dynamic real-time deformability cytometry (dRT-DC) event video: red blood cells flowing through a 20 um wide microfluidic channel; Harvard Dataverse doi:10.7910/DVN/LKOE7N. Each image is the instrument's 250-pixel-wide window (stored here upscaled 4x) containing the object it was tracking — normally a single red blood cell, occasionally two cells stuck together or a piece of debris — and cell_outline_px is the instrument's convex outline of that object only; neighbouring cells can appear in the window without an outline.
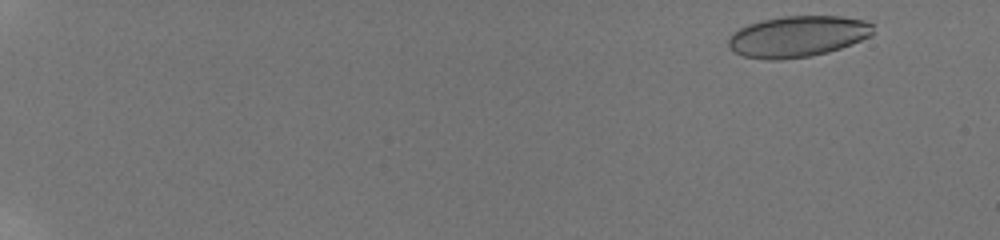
{"species": "human", "species_latin": "Homo sapiens", "temperature_condition": "room temperature", "stored_images_in_passage": 25, "camera_frame_rate_fps": 3000, "um_per_image_px": 0.085, "donor": {"sex": "male"}, "frame": {"image": 1, "passage_image": 3, "time_ms": 1.0, "image_size_px": [1000, 240], "cell_outline_px": [[872, 36], [852, 44], [828, 52], [812, 56], [780, 60], [768, 60], [744, 56], [732, 52], [728, 48], [728, 36], [732, 32], [748, 24], [760, 20], [784, 16], [840, 16], [864, 20], [872, 24]], "centroid_in_image_um": [67.76, 3.1], "position_along_channel_um": 17.2, "area_um2": 35.03}}
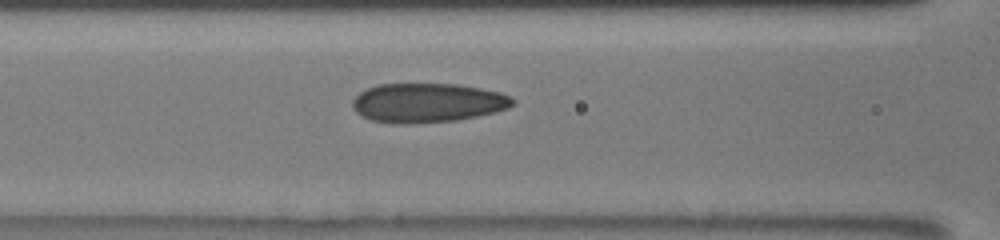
{"frame": {"image": 2, "passage_image": 17, "time_ms": 9.0, "image_size_px": [1000, 240], "cell_outline_px": [[516, 100], [508, 108], [496, 112], [456, 120], [408, 124], [392, 124], [372, 120], [356, 112], [352, 108], [352, 100], [360, 92], [368, 88], [380, 84], [456, 84], [480, 88], [500, 92], [512, 96]], "centroid_in_image_um": [36.34, 8.74], "position_along_channel_um": 130.3, "area_um2": 36.7}}
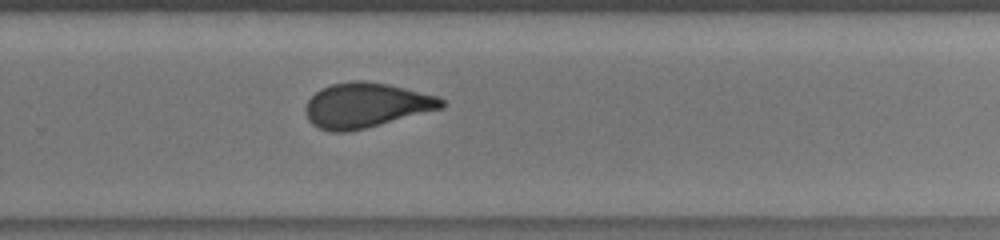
{"frame": {"image": 3, "passage_image": 25, "time_ms": 13.333, "image_size_px": [1000, 240], "cell_outline_px": [[448, 104], [444, 108], [348, 132], [328, 132], [312, 124], [308, 120], [304, 112], [304, 108], [308, 100], [320, 88], [332, 84], [356, 80], [360, 80], [388, 84], [436, 96], [444, 100]], "centroid_in_image_um": [31.09, 8.95], "position_along_channel_um": 298.7, "area_um2": 35.49}}